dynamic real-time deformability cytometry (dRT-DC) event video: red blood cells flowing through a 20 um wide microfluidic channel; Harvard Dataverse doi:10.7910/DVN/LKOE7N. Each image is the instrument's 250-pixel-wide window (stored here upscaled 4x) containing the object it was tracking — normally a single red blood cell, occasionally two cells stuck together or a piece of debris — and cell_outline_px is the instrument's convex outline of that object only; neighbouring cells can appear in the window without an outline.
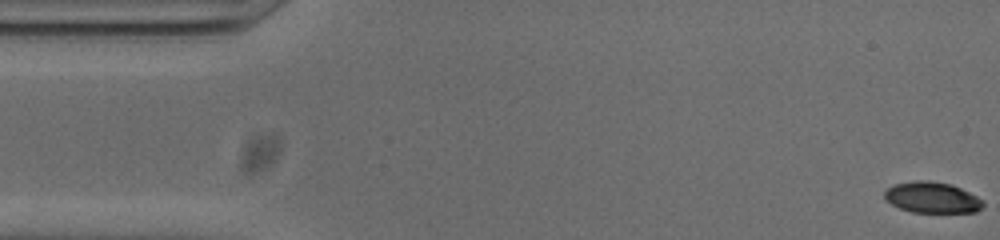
{"species": "common noctule bat (a hibernating species)", "species_latin": "Nyctalus noctula", "temperature_condition": "cold", "stored_images_in_passage": 46, "camera_frame_rate_fps": 3000, "um_per_image_px": 0.085, "animal": {"sex": "male", "body_mass_g": 20.0, "forearm_length_mm": 53.3}, "frame": {"image": 1, "passage_image": 1, "time_ms": 0.0, "image_size_px": [1000, 240], "cell_outline_px": [[984, 204], [976, 212], [912, 212], [900, 208], [884, 200], [884, 192], [892, 184], [916, 180], [928, 180], [952, 184], [984, 200]], "centroid_in_image_um": [79.2, 16.78], "position_along_channel_um": 5.8, "area_um2": 17.86}}
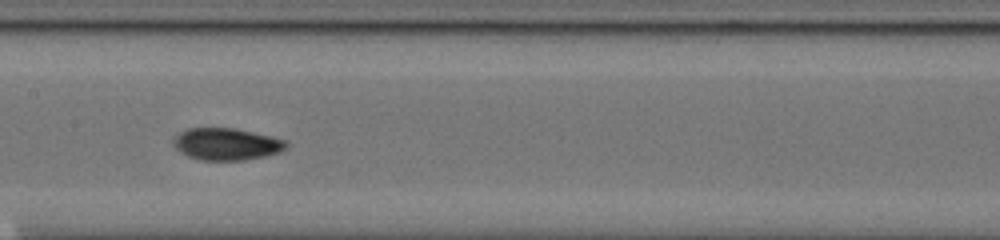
{"frame": {"image": 2, "passage_image": 25, "time_ms": 8.0, "image_size_px": [1000, 240], "cell_outline_px": [[288, 144], [280, 152], [264, 156], [244, 160], [200, 160], [188, 156], [180, 152], [176, 148], [172, 140], [180, 132], [188, 128], [236, 128], [272, 136], [288, 140]], "centroid_in_image_um": [19.27, 12.24], "position_along_channel_um": 188.1, "area_um2": 21.1}}
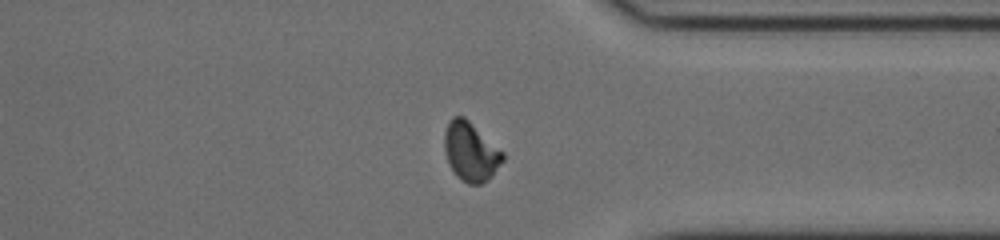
{"frame": {"image": 3, "passage_image": 40, "time_ms": 13.0, "image_size_px": [1000, 240], "cell_outline_px": [[504, 160], [492, 176], [480, 184], [468, 184], [460, 180], [456, 176], [448, 164], [444, 148], [444, 132], [448, 120], [452, 116], [464, 116], [504, 152]], "centroid_in_image_um": [39.99, 12.88], "position_along_channel_um": 371.4, "area_um2": 20.29}, "authors_computed_cell_mechanics": {"area_um2": 20.0566, "velocity_mm_per_s": 3.8136, "shape_relaxation_time_tau1_ms": 6.5846, "shape_relaxation_time_tau2_ms": 2.5674, "deformation_change_tau1": 0.1939, "deformation_change_tau2": 0.062}}